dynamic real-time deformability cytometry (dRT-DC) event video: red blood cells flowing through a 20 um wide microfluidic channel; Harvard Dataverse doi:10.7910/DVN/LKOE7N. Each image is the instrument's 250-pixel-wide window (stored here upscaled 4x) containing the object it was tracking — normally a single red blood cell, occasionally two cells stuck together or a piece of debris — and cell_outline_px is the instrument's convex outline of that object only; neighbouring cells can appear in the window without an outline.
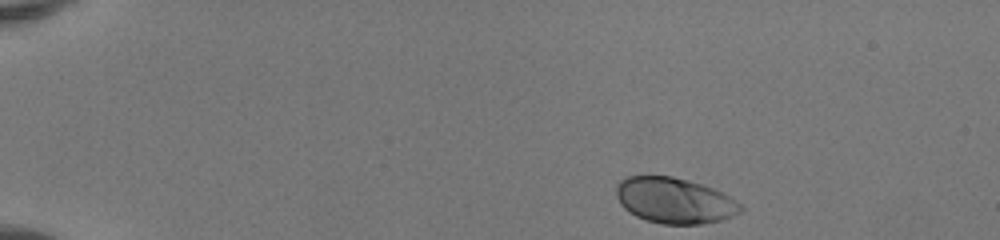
{"species": "human", "species_latin": "Homo sapiens", "temperature_condition": "room temperature", "stored_images_in_passage": 43, "camera_frame_rate_fps": 3000, "um_per_image_px": 0.085, "donor": {"sex": "female"}, "frame": {"image": 1, "passage_image": 1, "time_ms": 0.0, "image_size_px": [1000, 240], "cell_outline_px": [[744, 208], [740, 212], [732, 216], [720, 220], [700, 224], [664, 224], [648, 220], [636, 216], [628, 212], [620, 204], [616, 196], [616, 184], [624, 176], [672, 176], [688, 180], [712, 188], [728, 196], [740, 204]], "centroid_in_image_um": [57.28, 17.04], "position_along_channel_um": 27.7, "area_um2": 33.0}}
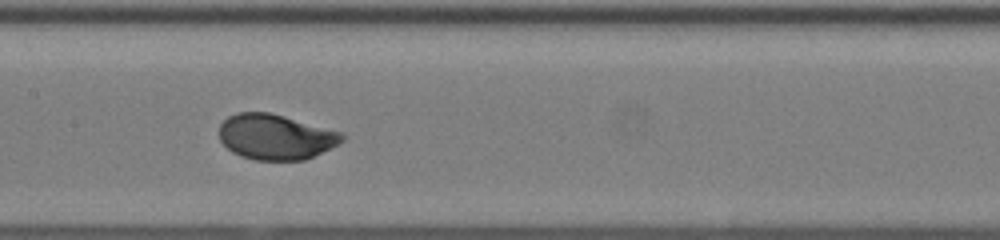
{"frame": {"image": 2, "passage_image": 20, "time_ms": 6.333, "image_size_px": [1000, 240], "cell_outline_px": [[344, 140], [340, 144], [304, 160], [256, 160], [240, 156], [232, 152], [220, 140], [216, 132], [220, 124], [228, 116], [236, 112], [268, 112], [284, 116], [344, 132]], "centroid_in_image_um": [23.41, 11.63], "position_along_channel_um": 184.0, "area_um2": 32.83}}
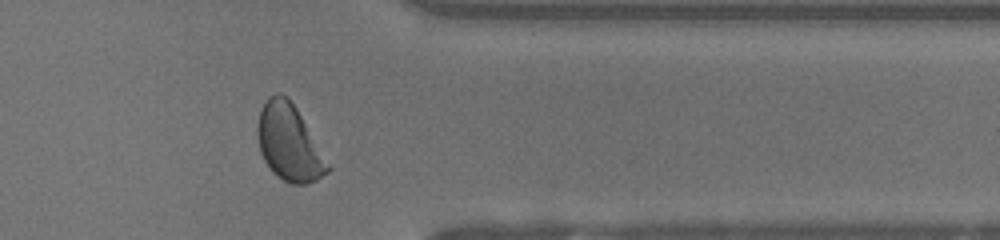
{"frame": {"image": 3, "passage_image": 35, "time_ms": 11.333, "image_size_px": [1000, 240], "cell_outline_px": [[332, 168], [328, 172], [316, 180], [304, 184], [292, 184], [276, 176], [272, 172], [264, 160], [260, 152], [256, 136], [256, 128], [260, 108], [268, 96], [276, 92], [284, 96], [296, 108]], "centroid_in_image_um": [24.54, 12.14], "position_along_channel_um": 386.9, "area_um2": 31.1}, "authors_computed_cell_mechanics": {"area_um2": 32.7148, "velocity_mm_per_s": 4.1399, "shape_relaxation_time_tau1_ms": 2.2079, "shape_relaxation_time_tau2_ms": null, "deformation_change_tau1": 0.1559, "deformation_change_tau2": null}}